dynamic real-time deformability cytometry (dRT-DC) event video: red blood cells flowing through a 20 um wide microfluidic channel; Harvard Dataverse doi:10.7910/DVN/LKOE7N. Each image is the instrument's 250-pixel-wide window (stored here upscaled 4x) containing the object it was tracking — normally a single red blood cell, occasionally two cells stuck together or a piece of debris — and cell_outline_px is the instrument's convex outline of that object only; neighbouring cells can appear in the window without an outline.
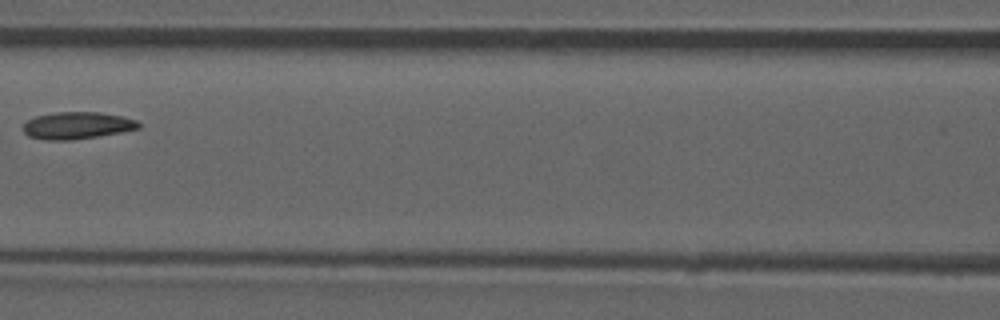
{"species": "common noctule bat (a hibernating species)", "species_latin": "Nyctalus noctula", "temperature_condition": "room temperature", "stored_images_in_passage": 6, "camera_frame_rate_fps": 3000, "um_per_image_px": 0.085, "animal": {"sex": "male", "forearm_length_mm": 52.5}, "frame": {"image": 1, "passage_image": 5, "time_ms": 4.667, "image_size_px": [1000, 320], "cell_outline_px": [[140, 128], [120, 132], [72, 140], [48, 140], [28, 136], [24, 132], [24, 124], [28, 120], [36, 116], [56, 112], [100, 112], [120, 116], [136, 120], [140, 124]], "centroid_in_image_um": [6.54, 10.66], "position_along_channel_um": 160.1, "area_um2": 17.98}}